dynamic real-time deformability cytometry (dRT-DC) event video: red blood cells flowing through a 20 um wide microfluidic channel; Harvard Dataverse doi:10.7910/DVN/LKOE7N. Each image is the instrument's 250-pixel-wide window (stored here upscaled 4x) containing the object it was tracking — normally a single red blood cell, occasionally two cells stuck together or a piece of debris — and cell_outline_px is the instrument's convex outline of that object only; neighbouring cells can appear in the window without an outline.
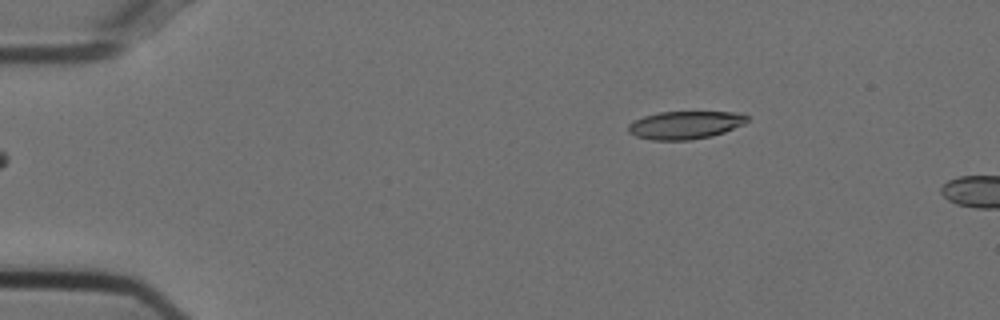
{"species": "Egyptian fruit bat (a non-hibernating species)", "species_latin": "Rousettus aegyptiacus", "temperature_condition": "cold", "stored_images_in_passage": 4, "camera_frame_rate_fps": 3000, "um_per_image_px": 0.085, "animal": {"sex": "female"}, "frame": {"image": 1, "passage_image": 1, "time_ms": 0.0, "image_size_px": [1000, 320], "cell_outline_px": [[748, 120], [744, 124], [724, 132], [712, 136], [688, 140], [652, 140], [636, 136], [628, 132], [628, 124], [644, 116], [660, 112], [736, 112], [748, 116]], "centroid_in_image_um": [58.24, 10.63], "position_along_channel_um": 26.8, "area_um2": 19.25}}